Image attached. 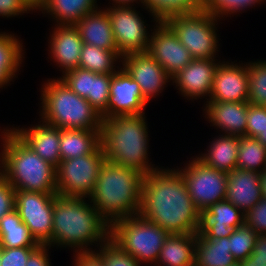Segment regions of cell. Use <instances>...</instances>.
<instances>
[{"instance_id": "cell-1", "label": "cell", "mask_w": 266, "mask_h": 266, "mask_svg": "<svg viewBox=\"0 0 266 266\" xmlns=\"http://www.w3.org/2000/svg\"><path fill=\"white\" fill-rule=\"evenodd\" d=\"M154 168L144 176L139 214L169 234H195L199 210L179 171Z\"/></svg>"}, {"instance_id": "cell-2", "label": "cell", "mask_w": 266, "mask_h": 266, "mask_svg": "<svg viewBox=\"0 0 266 266\" xmlns=\"http://www.w3.org/2000/svg\"><path fill=\"white\" fill-rule=\"evenodd\" d=\"M143 178L144 175L134 169L104 160L90 197L108 224L139 214ZM108 216L113 218L109 220Z\"/></svg>"}, {"instance_id": "cell-3", "label": "cell", "mask_w": 266, "mask_h": 266, "mask_svg": "<svg viewBox=\"0 0 266 266\" xmlns=\"http://www.w3.org/2000/svg\"><path fill=\"white\" fill-rule=\"evenodd\" d=\"M143 114L102 120L100 143L107 160L146 176L154 169L147 157V131Z\"/></svg>"}, {"instance_id": "cell-4", "label": "cell", "mask_w": 266, "mask_h": 266, "mask_svg": "<svg viewBox=\"0 0 266 266\" xmlns=\"http://www.w3.org/2000/svg\"><path fill=\"white\" fill-rule=\"evenodd\" d=\"M89 206L83 197H65L56 194L53 205V244L81 246L83 250L84 244L98 242V239L103 241L109 239L110 225L99 215L94 206L93 208Z\"/></svg>"}, {"instance_id": "cell-5", "label": "cell", "mask_w": 266, "mask_h": 266, "mask_svg": "<svg viewBox=\"0 0 266 266\" xmlns=\"http://www.w3.org/2000/svg\"><path fill=\"white\" fill-rule=\"evenodd\" d=\"M0 174L15 190L57 193L56 167L43 160L14 132H5Z\"/></svg>"}, {"instance_id": "cell-6", "label": "cell", "mask_w": 266, "mask_h": 266, "mask_svg": "<svg viewBox=\"0 0 266 266\" xmlns=\"http://www.w3.org/2000/svg\"><path fill=\"white\" fill-rule=\"evenodd\" d=\"M44 122L59 129H101L100 113L61 79L44 85Z\"/></svg>"}, {"instance_id": "cell-7", "label": "cell", "mask_w": 266, "mask_h": 266, "mask_svg": "<svg viewBox=\"0 0 266 266\" xmlns=\"http://www.w3.org/2000/svg\"><path fill=\"white\" fill-rule=\"evenodd\" d=\"M109 227V239L138 263L157 262L161 248L169 236L167 231L140 214L116 220Z\"/></svg>"}, {"instance_id": "cell-8", "label": "cell", "mask_w": 266, "mask_h": 266, "mask_svg": "<svg viewBox=\"0 0 266 266\" xmlns=\"http://www.w3.org/2000/svg\"><path fill=\"white\" fill-rule=\"evenodd\" d=\"M216 17L205 10L168 18L165 23L177 35L193 59H212L217 49Z\"/></svg>"}, {"instance_id": "cell-9", "label": "cell", "mask_w": 266, "mask_h": 266, "mask_svg": "<svg viewBox=\"0 0 266 266\" xmlns=\"http://www.w3.org/2000/svg\"><path fill=\"white\" fill-rule=\"evenodd\" d=\"M105 159L100 145L92 154L61 160L56 167L57 195L83 198L90 196Z\"/></svg>"}, {"instance_id": "cell-10", "label": "cell", "mask_w": 266, "mask_h": 266, "mask_svg": "<svg viewBox=\"0 0 266 266\" xmlns=\"http://www.w3.org/2000/svg\"><path fill=\"white\" fill-rule=\"evenodd\" d=\"M56 194L15 190V209L39 245L52 244L53 205Z\"/></svg>"}, {"instance_id": "cell-11", "label": "cell", "mask_w": 266, "mask_h": 266, "mask_svg": "<svg viewBox=\"0 0 266 266\" xmlns=\"http://www.w3.org/2000/svg\"><path fill=\"white\" fill-rule=\"evenodd\" d=\"M188 165V168L179 173L199 211L225 199L228 173L209 167L198 158Z\"/></svg>"}, {"instance_id": "cell-12", "label": "cell", "mask_w": 266, "mask_h": 266, "mask_svg": "<svg viewBox=\"0 0 266 266\" xmlns=\"http://www.w3.org/2000/svg\"><path fill=\"white\" fill-rule=\"evenodd\" d=\"M118 52L123 57L130 53H146L150 39L144 21L127 6L107 10Z\"/></svg>"}, {"instance_id": "cell-13", "label": "cell", "mask_w": 266, "mask_h": 266, "mask_svg": "<svg viewBox=\"0 0 266 266\" xmlns=\"http://www.w3.org/2000/svg\"><path fill=\"white\" fill-rule=\"evenodd\" d=\"M158 23L160 26L151 36L147 53L164 68L172 79L193 58L173 30L165 22Z\"/></svg>"}, {"instance_id": "cell-14", "label": "cell", "mask_w": 266, "mask_h": 266, "mask_svg": "<svg viewBox=\"0 0 266 266\" xmlns=\"http://www.w3.org/2000/svg\"><path fill=\"white\" fill-rule=\"evenodd\" d=\"M146 104L139 84L125 69L112 74L107 119L113 116L141 115Z\"/></svg>"}, {"instance_id": "cell-15", "label": "cell", "mask_w": 266, "mask_h": 266, "mask_svg": "<svg viewBox=\"0 0 266 266\" xmlns=\"http://www.w3.org/2000/svg\"><path fill=\"white\" fill-rule=\"evenodd\" d=\"M238 210L225 199L211 205L208 209L200 210L198 229L195 234L204 239L229 237L235 228L244 225V214L240 215Z\"/></svg>"}, {"instance_id": "cell-16", "label": "cell", "mask_w": 266, "mask_h": 266, "mask_svg": "<svg viewBox=\"0 0 266 266\" xmlns=\"http://www.w3.org/2000/svg\"><path fill=\"white\" fill-rule=\"evenodd\" d=\"M123 69L139 84L146 102L171 78L164 68L147 52L124 55Z\"/></svg>"}, {"instance_id": "cell-17", "label": "cell", "mask_w": 266, "mask_h": 266, "mask_svg": "<svg viewBox=\"0 0 266 266\" xmlns=\"http://www.w3.org/2000/svg\"><path fill=\"white\" fill-rule=\"evenodd\" d=\"M248 86V66L218 64L210 101L247 102Z\"/></svg>"}, {"instance_id": "cell-18", "label": "cell", "mask_w": 266, "mask_h": 266, "mask_svg": "<svg viewBox=\"0 0 266 266\" xmlns=\"http://www.w3.org/2000/svg\"><path fill=\"white\" fill-rule=\"evenodd\" d=\"M262 198L260 172L236 168L228 173L225 200L242 209V214L249 211Z\"/></svg>"}, {"instance_id": "cell-19", "label": "cell", "mask_w": 266, "mask_h": 266, "mask_svg": "<svg viewBox=\"0 0 266 266\" xmlns=\"http://www.w3.org/2000/svg\"><path fill=\"white\" fill-rule=\"evenodd\" d=\"M213 59H193L172 78L185 96L211 94L217 64Z\"/></svg>"}, {"instance_id": "cell-20", "label": "cell", "mask_w": 266, "mask_h": 266, "mask_svg": "<svg viewBox=\"0 0 266 266\" xmlns=\"http://www.w3.org/2000/svg\"><path fill=\"white\" fill-rule=\"evenodd\" d=\"M13 132L43 160L55 167L59 165L61 161L59 128L43 124L29 130L16 129Z\"/></svg>"}, {"instance_id": "cell-21", "label": "cell", "mask_w": 266, "mask_h": 266, "mask_svg": "<svg viewBox=\"0 0 266 266\" xmlns=\"http://www.w3.org/2000/svg\"><path fill=\"white\" fill-rule=\"evenodd\" d=\"M207 105L210 122L222 128L227 135L246 136L248 102L209 101Z\"/></svg>"}, {"instance_id": "cell-22", "label": "cell", "mask_w": 266, "mask_h": 266, "mask_svg": "<svg viewBox=\"0 0 266 266\" xmlns=\"http://www.w3.org/2000/svg\"><path fill=\"white\" fill-rule=\"evenodd\" d=\"M74 26L77 28L83 44L118 51L107 10L90 12Z\"/></svg>"}, {"instance_id": "cell-23", "label": "cell", "mask_w": 266, "mask_h": 266, "mask_svg": "<svg viewBox=\"0 0 266 266\" xmlns=\"http://www.w3.org/2000/svg\"><path fill=\"white\" fill-rule=\"evenodd\" d=\"M59 25L52 35L51 52L66 73L79 66L83 41L74 25Z\"/></svg>"}, {"instance_id": "cell-24", "label": "cell", "mask_w": 266, "mask_h": 266, "mask_svg": "<svg viewBox=\"0 0 266 266\" xmlns=\"http://www.w3.org/2000/svg\"><path fill=\"white\" fill-rule=\"evenodd\" d=\"M100 145V129H60L61 160L92 154Z\"/></svg>"}, {"instance_id": "cell-25", "label": "cell", "mask_w": 266, "mask_h": 266, "mask_svg": "<svg viewBox=\"0 0 266 266\" xmlns=\"http://www.w3.org/2000/svg\"><path fill=\"white\" fill-rule=\"evenodd\" d=\"M196 239V234H169L157 261H162L164 266L195 264Z\"/></svg>"}, {"instance_id": "cell-26", "label": "cell", "mask_w": 266, "mask_h": 266, "mask_svg": "<svg viewBox=\"0 0 266 266\" xmlns=\"http://www.w3.org/2000/svg\"><path fill=\"white\" fill-rule=\"evenodd\" d=\"M237 262L230 252L229 237L204 239L197 236L195 246L196 266H229Z\"/></svg>"}, {"instance_id": "cell-27", "label": "cell", "mask_w": 266, "mask_h": 266, "mask_svg": "<svg viewBox=\"0 0 266 266\" xmlns=\"http://www.w3.org/2000/svg\"><path fill=\"white\" fill-rule=\"evenodd\" d=\"M238 147L239 136L224 135L213 142L208 154L198 159L209 167L230 173L236 169Z\"/></svg>"}, {"instance_id": "cell-28", "label": "cell", "mask_w": 266, "mask_h": 266, "mask_svg": "<svg viewBox=\"0 0 266 266\" xmlns=\"http://www.w3.org/2000/svg\"><path fill=\"white\" fill-rule=\"evenodd\" d=\"M38 245L16 209L0 219L1 248L37 247Z\"/></svg>"}, {"instance_id": "cell-29", "label": "cell", "mask_w": 266, "mask_h": 266, "mask_svg": "<svg viewBox=\"0 0 266 266\" xmlns=\"http://www.w3.org/2000/svg\"><path fill=\"white\" fill-rule=\"evenodd\" d=\"M94 3L95 0H49L43 10L55 15L62 21L61 25H75L85 15L95 11Z\"/></svg>"}, {"instance_id": "cell-30", "label": "cell", "mask_w": 266, "mask_h": 266, "mask_svg": "<svg viewBox=\"0 0 266 266\" xmlns=\"http://www.w3.org/2000/svg\"><path fill=\"white\" fill-rule=\"evenodd\" d=\"M143 3L156 17V22H165L177 15L196 13L203 9V0H144Z\"/></svg>"}, {"instance_id": "cell-31", "label": "cell", "mask_w": 266, "mask_h": 266, "mask_svg": "<svg viewBox=\"0 0 266 266\" xmlns=\"http://www.w3.org/2000/svg\"><path fill=\"white\" fill-rule=\"evenodd\" d=\"M121 54L97 46L83 44L80 54L79 68L99 74H113V62Z\"/></svg>"}, {"instance_id": "cell-32", "label": "cell", "mask_w": 266, "mask_h": 266, "mask_svg": "<svg viewBox=\"0 0 266 266\" xmlns=\"http://www.w3.org/2000/svg\"><path fill=\"white\" fill-rule=\"evenodd\" d=\"M260 164L264 166L263 171L257 170ZM236 168L260 173L266 171V147L254 137H239Z\"/></svg>"}, {"instance_id": "cell-33", "label": "cell", "mask_w": 266, "mask_h": 266, "mask_svg": "<svg viewBox=\"0 0 266 266\" xmlns=\"http://www.w3.org/2000/svg\"><path fill=\"white\" fill-rule=\"evenodd\" d=\"M20 43L11 34H0V86L9 82L15 75L22 58Z\"/></svg>"}, {"instance_id": "cell-34", "label": "cell", "mask_w": 266, "mask_h": 266, "mask_svg": "<svg viewBox=\"0 0 266 266\" xmlns=\"http://www.w3.org/2000/svg\"><path fill=\"white\" fill-rule=\"evenodd\" d=\"M111 79L112 74L91 72V86L87 101L100 113L102 120L107 119Z\"/></svg>"}, {"instance_id": "cell-35", "label": "cell", "mask_w": 266, "mask_h": 266, "mask_svg": "<svg viewBox=\"0 0 266 266\" xmlns=\"http://www.w3.org/2000/svg\"><path fill=\"white\" fill-rule=\"evenodd\" d=\"M253 64V65H252ZM248 67L249 104L266 106V61Z\"/></svg>"}, {"instance_id": "cell-36", "label": "cell", "mask_w": 266, "mask_h": 266, "mask_svg": "<svg viewBox=\"0 0 266 266\" xmlns=\"http://www.w3.org/2000/svg\"><path fill=\"white\" fill-rule=\"evenodd\" d=\"M256 233L246 225L235 228L229 236L230 252L236 261L246 259L252 254Z\"/></svg>"}, {"instance_id": "cell-37", "label": "cell", "mask_w": 266, "mask_h": 266, "mask_svg": "<svg viewBox=\"0 0 266 266\" xmlns=\"http://www.w3.org/2000/svg\"><path fill=\"white\" fill-rule=\"evenodd\" d=\"M61 80L77 95L87 100L91 86V71L77 67L66 72Z\"/></svg>"}, {"instance_id": "cell-38", "label": "cell", "mask_w": 266, "mask_h": 266, "mask_svg": "<svg viewBox=\"0 0 266 266\" xmlns=\"http://www.w3.org/2000/svg\"><path fill=\"white\" fill-rule=\"evenodd\" d=\"M106 242L99 253L105 266H139L137 260L122 251L110 239H107Z\"/></svg>"}, {"instance_id": "cell-39", "label": "cell", "mask_w": 266, "mask_h": 266, "mask_svg": "<svg viewBox=\"0 0 266 266\" xmlns=\"http://www.w3.org/2000/svg\"><path fill=\"white\" fill-rule=\"evenodd\" d=\"M258 1L262 0H203V10L218 17L219 14L240 11L243 7L246 8V6H251Z\"/></svg>"}, {"instance_id": "cell-40", "label": "cell", "mask_w": 266, "mask_h": 266, "mask_svg": "<svg viewBox=\"0 0 266 266\" xmlns=\"http://www.w3.org/2000/svg\"><path fill=\"white\" fill-rule=\"evenodd\" d=\"M244 225L251 228L256 234H266V198L263 197L244 213Z\"/></svg>"}, {"instance_id": "cell-41", "label": "cell", "mask_w": 266, "mask_h": 266, "mask_svg": "<svg viewBox=\"0 0 266 266\" xmlns=\"http://www.w3.org/2000/svg\"><path fill=\"white\" fill-rule=\"evenodd\" d=\"M266 128V106L249 104L246 136L256 138Z\"/></svg>"}, {"instance_id": "cell-42", "label": "cell", "mask_w": 266, "mask_h": 266, "mask_svg": "<svg viewBox=\"0 0 266 266\" xmlns=\"http://www.w3.org/2000/svg\"><path fill=\"white\" fill-rule=\"evenodd\" d=\"M35 248H1L0 266H26L29 255Z\"/></svg>"}, {"instance_id": "cell-43", "label": "cell", "mask_w": 266, "mask_h": 266, "mask_svg": "<svg viewBox=\"0 0 266 266\" xmlns=\"http://www.w3.org/2000/svg\"><path fill=\"white\" fill-rule=\"evenodd\" d=\"M15 209V189L0 174V219Z\"/></svg>"}, {"instance_id": "cell-44", "label": "cell", "mask_w": 266, "mask_h": 266, "mask_svg": "<svg viewBox=\"0 0 266 266\" xmlns=\"http://www.w3.org/2000/svg\"><path fill=\"white\" fill-rule=\"evenodd\" d=\"M27 10L30 11L22 0H0V15L14 16Z\"/></svg>"}, {"instance_id": "cell-45", "label": "cell", "mask_w": 266, "mask_h": 266, "mask_svg": "<svg viewBox=\"0 0 266 266\" xmlns=\"http://www.w3.org/2000/svg\"><path fill=\"white\" fill-rule=\"evenodd\" d=\"M76 259L75 266H105L102 256L99 253L94 254L92 250H80Z\"/></svg>"}, {"instance_id": "cell-46", "label": "cell", "mask_w": 266, "mask_h": 266, "mask_svg": "<svg viewBox=\"0 0 266 266\" xmlns=\"http://www.w3.org/2000/svg\"><path fill=\"white\" fill-rule=\"evenodd\" d=\"M47 245H38L29 255L26 266H49Z\"/></svg>"}, {"instance_id": "cell-47", "label": "cell", "mask_w": 266, "mask_h": 266, "mask_svg": "<svg viewBox=\"0 0 266 266\" xmlns=\"http://www.w3.org/2000/svg\"><path fill=\"white\" fill-rule=\"evenodd\" d=\"M255 262L266 263V234H257L252 254Z\"/></svg>"}, {"instance_id": "cell-48", "label": "cell", "mask_w": 266, "mask_h": 266, "mask_svg": "<svg viewBox=\"0 0 266 266\" xmlns=\"http://www.w3.org/2000/svg\"><path fill=\"white\" fill-rule=\"evenodd\" d=\"M29 9L42 8L48 3L49 0H22Z\"/></svg>"}, {"instance_id": "cell-49", "label": "cell", "mask_w": 266, "mask_h": 266, "mask_svg": "<svg viewBox=\"0 0 266 266\" xmlns=\"http://www.w3.org/2000/svg\"><path fill=\"white\" fill-rule=\"evenodd\" d=\"M241 266H266V263L255 262V260L248 256L246 259L240 261Z\"/></svg>"}, {"instance_id": "cell-50", "label": "cell", "mask_w": 266, "mask_h": 266, "mask_svg": "<svg viewBox=\"0 0 266 266\" xmlns=\"http://www.w3.org/2000/svg\"><path fill=\"white\" fill-rule=\"evenodd\" d=\"M261 191L262 196L266 198V171L261 172Z\"/></svg>"}, {"instance_id": "cell-51", "label": "cell", "mask_w": 266, "mask_h": 266, "mask_svg": "<svg viewBox=\"0 0 266 266\" xmlns=\"http://www.w3.org/2000/svg\"><path fill=\"white\" fill-rule=\"evenodd\" d=\"M266 147V128L256 137Z\"/></svg>"}, {"instance_id": "cell-52", "label": "cell", "mask_w": 266, "mask_h": 266, "mask_svg": "<svg viewBox=\"0 0 266 266\" xmlns=\"http://www.w3.org/2000/svg\"><path fill=\"white\" fill-rule=\"evenodd\" d=\"M113 1H115L116 3H119V5L118 6H120V4H122L121 6H126L125 4L126 3H131V2H133V1H135V0H113ZM142 1V3H143V1L144 0H141Z\"/></svg>"}, {"instance_id": "cell-53", "label": "cell", "mask_w": 266, "mask_h": 266, "mask_svg": "<svg viewBox=\"0 0 266 266\" xmlns=\"http://www.w3.org/2000/svg\"><path fill=\"white\" fill-rule=\"evenodd\" d=\"M229 266H241V263H240V261H237V262H235V263H233V264H231Z\"/></svg>"}, {"instance_id": "cell-54", "label": "cell", "mask_w": 266, "mask_h": 266, "mask_svg": "<svg viewBox=\"0 0 266 266\" xmlns=\"http://www.w3.org/2000/svg\"><path fill=\"white\" fill-rule=\"evenodd\" d=\"M183 266H196L195 264H188V265H183Z\"/></svg>"}]
</instances>
